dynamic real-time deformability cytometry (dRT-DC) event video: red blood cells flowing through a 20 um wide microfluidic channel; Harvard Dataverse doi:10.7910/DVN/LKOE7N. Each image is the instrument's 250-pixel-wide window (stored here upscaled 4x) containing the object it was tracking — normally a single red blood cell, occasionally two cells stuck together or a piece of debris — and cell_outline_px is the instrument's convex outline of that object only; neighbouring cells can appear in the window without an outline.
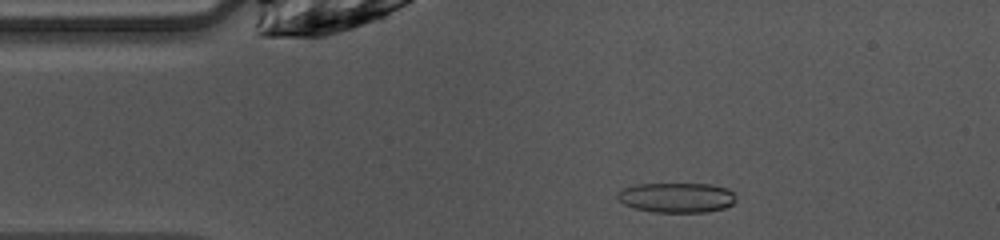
{"species": "common noctule bat (a hibernating species)", "species_latin": "Nyctalus noctula", "temperature_condition": "warm", "stored_images_in_passage": 48, "camera_frame_rate_fps": 3000, "um_per_image_px": 0.085, "animal": {"sex": "female", "body_mass_g": 10.0, "forearm_length_mm": 53.1}, "frame": {"image": 1, "passage_image": 8, "time_ms": 2.333, "image_size_px": [1000, 240], "cell_outline_px": [[736, 200], [732, 204], [724, 208], [708, 212], [652, 212], [632, 208], [616, 200], [616, 192], [624, 188], [636, 184], [712, 184], [728, 188], [736, 196]], "centroid_in_image_um": [57.48, 16.8], "position_along_channel_um": 27.5, "area_um2": 20.98}}
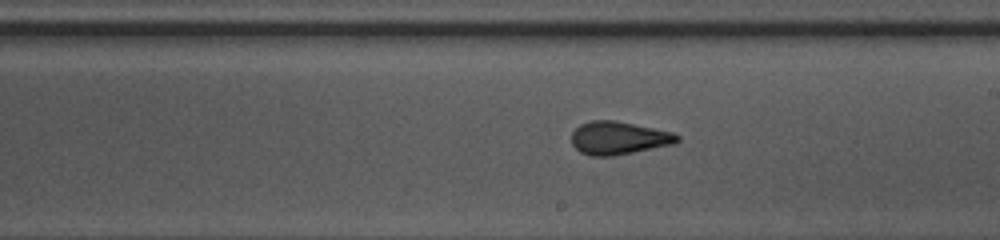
{"frame": {"image": 2, "passage_image": 26, "time_ms": 8.333, "image_size_px": [1000, 240], "cell_outline_px": [[680, 140], [676, 144], [612, 156], [592, 156], [580, 152], [572, 144], [572, 132], [580, 124], [592, 120], [616, 120], [676, 132], [680, 136]], "centroid_in_image_um": [52.64, 11.72], "position_along_channel_um": 236.4, "area_um2": 20.63}}
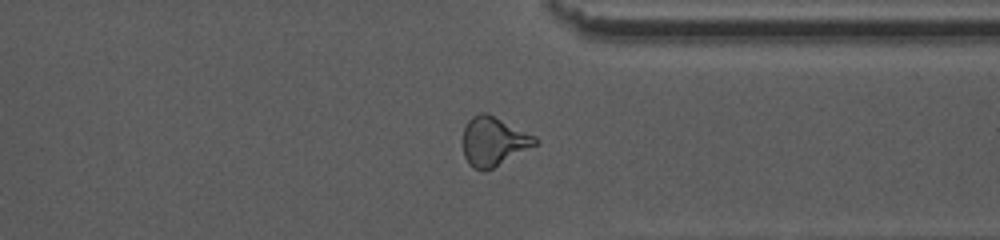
{"frame": {"image": 3, "passage_image": 36, "time_ms": 11.667, "image_size_px": [1000, 240], "cell_outline_px": [[540, 140], [536, 144], [492, 168], [484, 172], [480, 172], [472, 168], [468, 164], [464, 156], [460, 140], [464, 128], [468, 120], [472, 116], [480, 112], [488, 112], [536, 136]], "centroid_in_image_um": [41.89, 12.0], "position_along_channel_um": 369.5, "area_um2": 21.1}, "authors_computed_cell_mechanics": {"area_um2": 20.519, "velocity_mm_per_s": 4.0742, "shape_relaxation_time_tau1_ms": 6.4417, "shape_relaxation_time_tau2_ms": 1.2805, "deformation_change_tau1": 0.2094, "deformation_change_tau2": 0.0914}}